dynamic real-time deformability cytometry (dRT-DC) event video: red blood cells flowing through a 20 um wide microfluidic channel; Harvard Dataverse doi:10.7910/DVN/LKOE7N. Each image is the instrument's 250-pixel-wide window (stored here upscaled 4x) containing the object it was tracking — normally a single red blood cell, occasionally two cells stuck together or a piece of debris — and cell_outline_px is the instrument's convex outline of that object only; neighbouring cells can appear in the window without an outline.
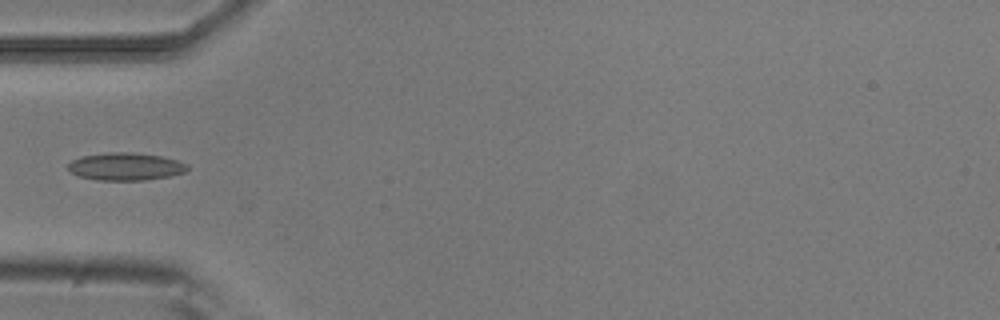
{"species": "common noctule bat (a hibernating species)", "species_latin": "Nyctalus noctula", "temperature_condition": "room temperature", "stored_images_in_passage": 5, "camera_frame_rate_fps": 3000, "um_per_image_px": 0.085, "animal": {"sex": "male", "body_mass_g": 20.5, "forearm_length_mm": 52.5}, "frame": {"image": 1, "passage_image": 4, "time_ms": 1.0, "image_size_px": [1000, 320], "cell_outline_px": [[188, 172], [168, 176], [144, 180], [96, 180], [80, 176], [72, 172], [68, 168], [68, 164], [72, 160], [80, 156], [108, 152], [132, 152], [160, 156], [176, 160], [188, 164]], "centroid_in_image_um": [10.68, 14.15], "position_along_channel_um": 74.3, "area_um2": 19.19}}